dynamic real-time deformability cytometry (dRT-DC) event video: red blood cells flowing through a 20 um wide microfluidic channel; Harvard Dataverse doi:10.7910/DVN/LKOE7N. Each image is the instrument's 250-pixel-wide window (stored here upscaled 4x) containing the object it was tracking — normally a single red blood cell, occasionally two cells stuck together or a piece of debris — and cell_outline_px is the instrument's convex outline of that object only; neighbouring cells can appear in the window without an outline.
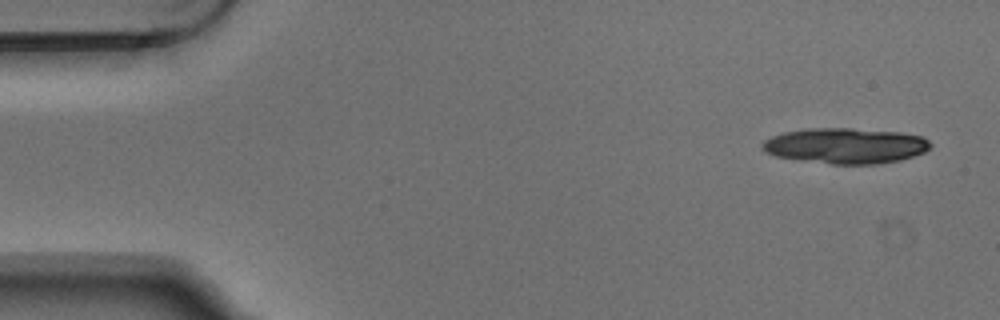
{"species": "Egyptian fruit bat (a non-hibernating species)", "species_latin": "Rousettus aegyptiacus", "temperature_condition": "warm", "stored_images_in_passage": 7, "camera_frame_rate_fps": 3000, "um_per_image_px": 0.085, "animal": {"sex": "male"}, "frame": {"image": 1, "passage_image": 1, "time_ms": 0.0, "image_size_px": [1000, 320], "cell_outline_px": [[932, 144], [924, 152], [900, 160], [876, 164], [832, 164], [776, 156], [760, 148], [760, 144], [764, 140], [772, 136], [784, 132], [808, 128], [852, 128], [900, 132], [924, 136]], "centroid_in_image_um": [71.88, 12.37], "position_along_channel_um": 13.1, "area_um2": 34.8}}
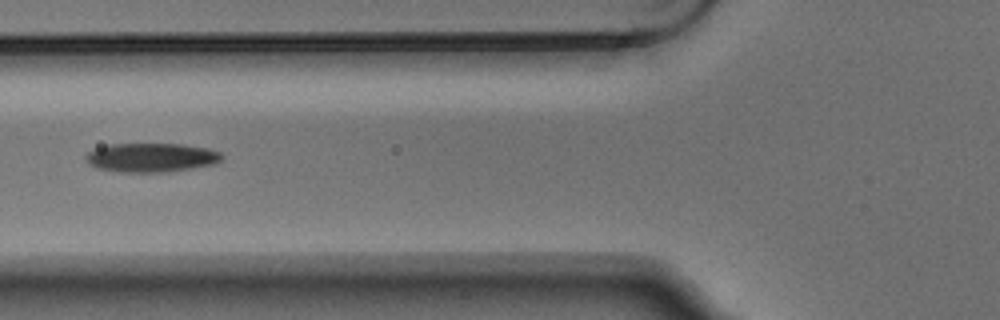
{"frame": {"image": 2, "passage_image": 6, "time_ms": 1.667, "image_size_px": [1000, 320], "cell_outline_px": [[224, 156], [220, 160], [212, 164], [192, 168], [160, 172], [124, 172], [96, 168], [84, 156], [88, 152], [96, 148], [112, 144], [180, 144], [208, 148], [220, 152]], "centroid_in_image_um": [12.87, 13.38], "position_along_channel_um": 112.9, "area_um2": 22.66}}
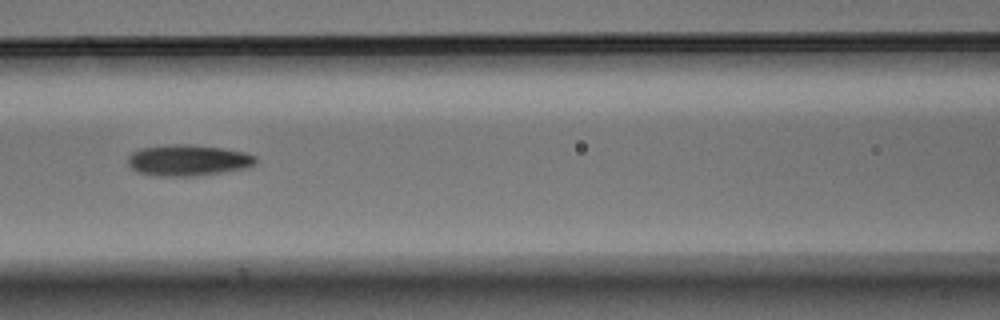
{"frame": {"image": 3, "passage_image": 7, "time_ms": 2.0, "image_size_px": [1000, 320], "cell_outline_px": [[256, 164], [244, 168], [224, 172], [196, 176], [156, 176], [136, 172], [128, 164], [128, 156], [132, 152], [140, 148], [172, 144], [188, 144], [224, 148], [244, 152], [256, 156]], "centroid_in_image_um": [15.97, 13.62], "position_along_channel_um": 150.6, "area_um2": 23.35}}